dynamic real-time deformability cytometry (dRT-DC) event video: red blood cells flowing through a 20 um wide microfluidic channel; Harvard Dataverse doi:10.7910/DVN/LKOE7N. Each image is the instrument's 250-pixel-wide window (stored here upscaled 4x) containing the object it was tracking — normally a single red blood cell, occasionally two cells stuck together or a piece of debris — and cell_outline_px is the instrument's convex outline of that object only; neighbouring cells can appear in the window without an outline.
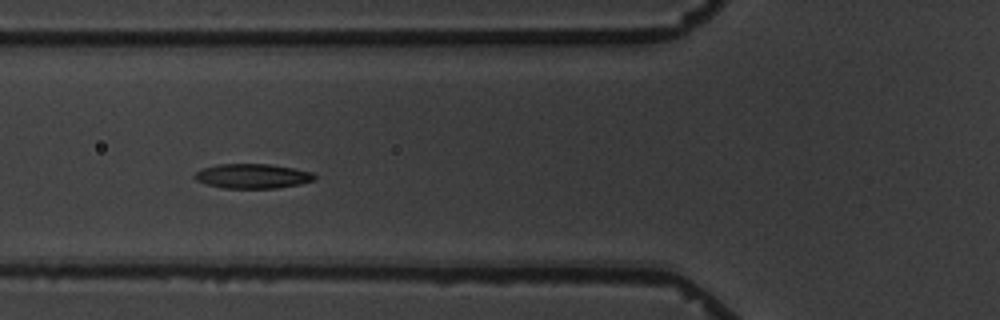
{"species": "common noctule bat (a hibernating species)", "species_latin": "Nyctalus noctula", "temperature_condition": "warm", "stored_images_in_passage": 9, "camera_frame_rate_fps": 3000, "um_per_image_px": 0.085, "animal": {"sex": "male", "body_mass_g": 19.5, "forearm_length_mm": 54.6}, "frame": {"image": 1, "passage_image": 6, "time_ms": 6.0, "image_size_px": [1000, 320], "cell_outline_px": [[316, 180], [300, 184], [276, 188], [224, 188], [208, 184], [196, 180], [192, 176], [196, 172], [204, 168], [216, 164], [268, 164], [292, 168], [312, 172], [316, 176]], "centroid_in_image_um": [21.47, 14.97], "position_along_channel_um": 104.3, "area_um2": 17.11}}
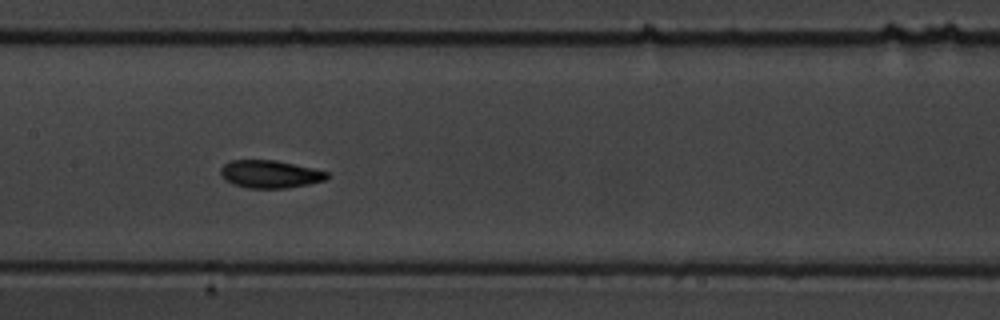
{"frame": {"image": 2, "passage_image": 8, "time_ms": 8.333, "image_size_px": [1000, 320], "cell_outline_px": [[328, 176], [324, 180], [308, 184], [288, 188], [248, 188], [232, 184], [220, 172], [220, 168], [228, 160], [276, 160], [312, 168], [328, 172]], "centroid_in_image_um": [22.94, 14.79], "position_along_channel_um": 184.5, "area_um2": 17.05}}
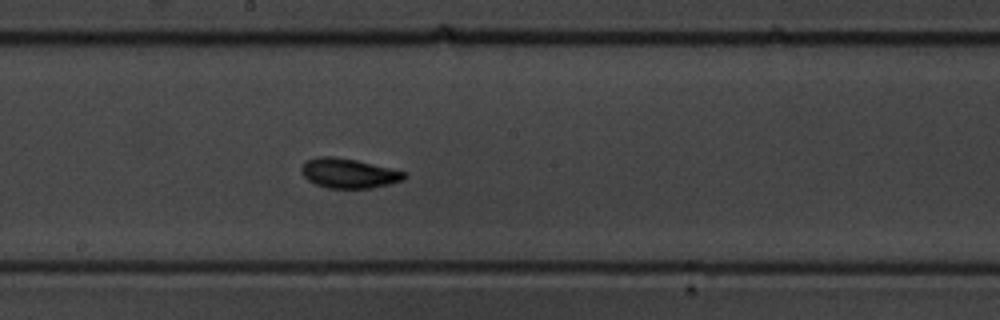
{"frame": {"image": 3, "passage_image": 9, "time_ms": 9.333, "image_size_px": [1000, 320], "cell_outline_px": [[408, 176], [404, 180], [372, 188], [328, 188], [316, 184], [308, 180], [300, 172], [300, 168], [304, 160], [316, 156], [336, 156], [356, 160], [392, 168], [404, 172]], "centroid_in_image_um": [29.6, 14.71], "position_along_channel_um": 218.6, "area_um2": 18.03}}